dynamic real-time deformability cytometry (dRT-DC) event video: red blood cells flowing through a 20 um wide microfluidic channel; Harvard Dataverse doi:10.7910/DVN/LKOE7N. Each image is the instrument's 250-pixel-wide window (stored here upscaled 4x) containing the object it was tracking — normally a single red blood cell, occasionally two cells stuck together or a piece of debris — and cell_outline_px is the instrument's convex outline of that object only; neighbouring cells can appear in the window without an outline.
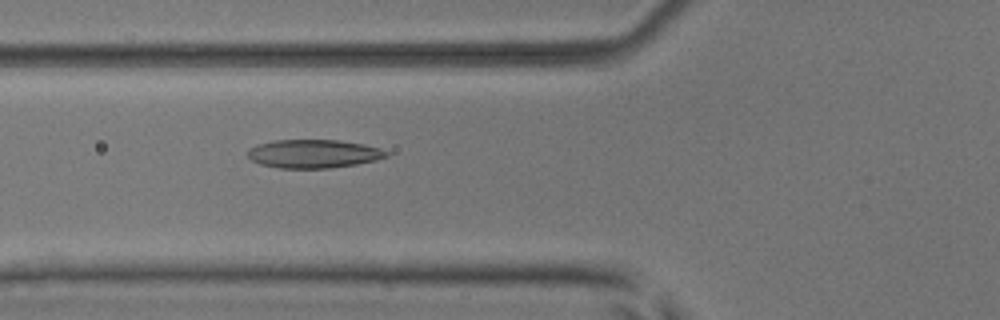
{"species": "common noctule bat (a hibernating species)", "species_latin": "Nyctalus noctula", "temperature_condition": "room temperature", "stored_images_in_passage": 30, "camera_frame_rate_fps": 3000, "um_per_image_px": 0.085, "animal": {"sex": "male", "body_mass_g": 17.9, "forearm_length_mm": 54.2}, "frame": {"image": 1, "passage_image": 16, "time_ms": 5.0, "image_size_px": [1000, 320], "cell_outline_px": [[388, 156], [376, 160], [356, 164], [328, 168], [280, 168], [260, 164], [252, 160], [248, 156], [248, 148], [256, 144], [276, 140], [340, 140], [364, 144], [380, 148], [388, 152]], "centroid_in_image_um": [26.64, 13.06], "position_along_channel_um": 99.2, "area_um2": 23.0}}
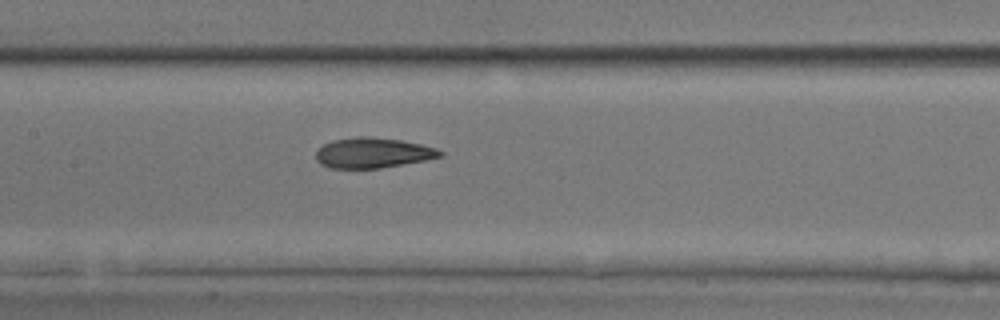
{"frame": {"image": 2, "passage_image": 22, "time_ms": 7.0, "image_size_px": [1000, 320], "cell_outline_px": [[444, 156], [424, 160], [380, 168], [328, 168], [320, 164], [316, 160], [316, 152], [324, 144], [332, 140], [360, 136], [368, 136], [400, 140], [420, 144], [436, 148], [444, 152]], "centroid_in_image_um": [31.68, 12.99], "position_along_channel_um": 175.7, "area_um2": 21.85}}
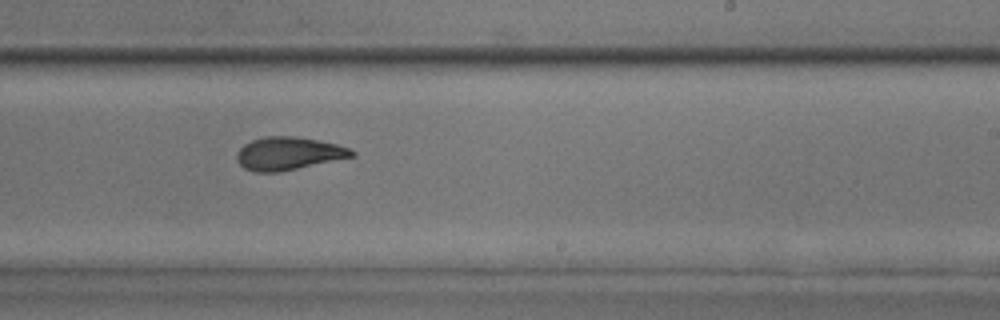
{"frame": {"image": 3, "passage_image": 29, "time_ms": 9.333, "image_size_px": [1000, 320], "cell_outline_px": [[356, 156], [280, 172], [252, 172], [244, 168], [236, 160], [236, 156], [240, 148], [244, 144], [252, 140], [268, 136], [296, 136], [336, 144], [348, 148], [356, 152]], "centroid_in_image_um": [24.51, 13.06], "position_along_channel_um": 264.5, "area_um2": 22.08}}